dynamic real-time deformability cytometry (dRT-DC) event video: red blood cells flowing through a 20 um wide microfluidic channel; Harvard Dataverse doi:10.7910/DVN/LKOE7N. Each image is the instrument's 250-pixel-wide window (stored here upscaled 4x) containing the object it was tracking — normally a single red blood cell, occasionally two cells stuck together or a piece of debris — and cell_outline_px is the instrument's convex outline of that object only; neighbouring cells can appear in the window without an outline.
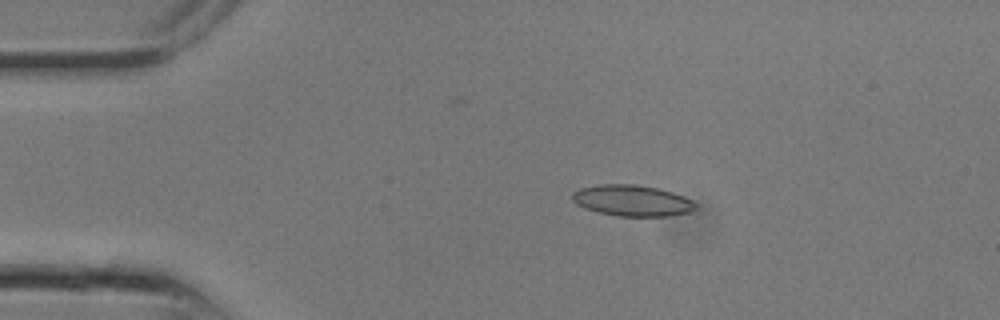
{"species": "common noctule bat (a hibernating species)", "species_latin": "Nyctalus noctula", "temperature_condition": "room temperature", "stored_images_in_passage": 8, "camera_frame_rate_fps": 3000, "um_per_image_px": 0.085, "animal": {"sex": "male", "body_mass_g": 13.3}, "frame": {"image": 1, "passage_image": 4, "time_ms": 1.0, "image_size_px": [1000, 320], "cell_outline_px": [[696, 208], [688, 212], [672, 216], [616, 216], [596, 212], [584, 208], [576, 204], [572, 200], [572, 192], [580, 188], [600, 184], [632, 184], [660, 188], [684, 196], [692, 200], [696, 204]], "centroid_in_image_um": [53.71, 17.05], "position_along_channel_um": 31.3, "area_um2": 22.54}}
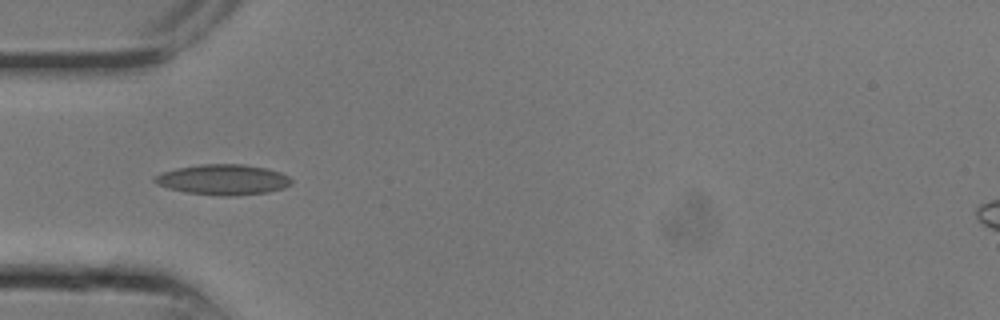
{"frame": {"image": 2, "passage_image": 7, "time_ms": 2.0, "image_size_px": [1000, 320], "cell_outline_px": [[292, 184], [284, 188], [268, 192], [232, 196], [220, 196], [188, 192], [168, 188], [156, 184], [152, 180], [160, 172], [176, 168], [200, 164], [244, 164], [268, 168], [280, 172], [288, 176], [292, 180]], "centroid_in_image_um": [18.97, 15.26], "position_along_channel_um": 66.0, "area_um2": 24.39}}